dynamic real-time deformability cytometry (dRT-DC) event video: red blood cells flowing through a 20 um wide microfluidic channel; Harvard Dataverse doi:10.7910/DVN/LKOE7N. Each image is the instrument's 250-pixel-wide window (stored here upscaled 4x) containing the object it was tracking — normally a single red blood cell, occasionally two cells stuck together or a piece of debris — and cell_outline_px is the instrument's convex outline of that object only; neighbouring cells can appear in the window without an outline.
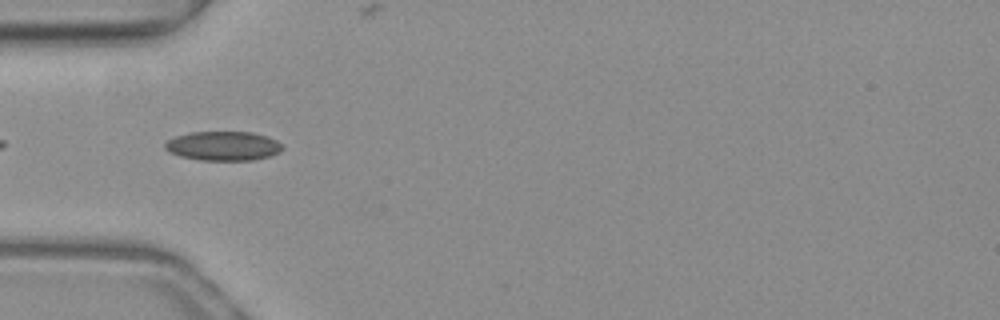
{"species": "common noctule bat (a hibernating species)", "species_latin": "Nyctalus noctula", "temperature_condition": "warm", "stored_images_in_passage": 37, "camera_frame_rate_fps": 3000, "um_per_image_px": 0.085, "animal": {"sex": "female", "body_mass_g": 19.3, "forearm_length_mm": 54.1}, "frame": {"image": 1, "passage_image": 2, "time_ms": 0.333, "image_size_px": [1000, 320], "cell_outline_px": [[284, 148], [280, 152], [268, 156], [252, 160], [200, 160], [180, 156], [168, 152], [164, 148], [164, 144], [168, 140], [176, 136], [192, 132], [252, 132], [268, 136], [276, 140]], "centroid_in_image_um": [18.96, 12.4], "position_along_channel_um": 66.0, "area_um2": 20.0}}
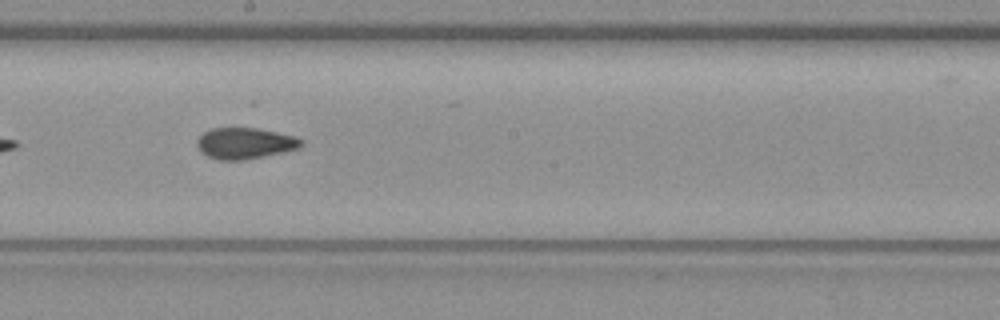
{"frame": {"image": 2, "passage_image": 14, "time_ms": 4.333, "image_size_px": [1000, 320], "cell_outline_px": [[304, 144], [300, 148], [284, 152], [264, 156], [240, 160], [220, 160], [208, 156], [200, 152], [196, 144], [196, 140], [204, 132], [212, 128], [256, 128], [296, 136], [304, 140]], "centroid_in_image_um": [20.84, 12.18], "position_along_channel_um": 227.4, "area_um2": 19.02}}
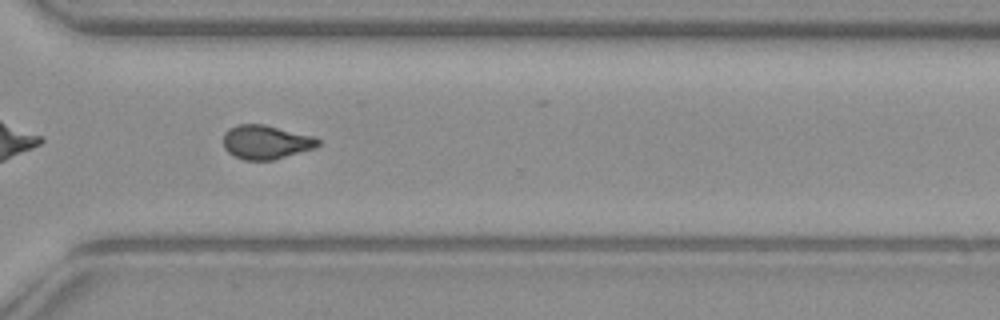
{"frame": {"image": 3, "passage_image": 23, "time_ms": 7.333, "image_size_px": [1000, 320], "cell_outline_px": [[320, 144], [316, 148], [272, 160], [244, 160], [228, 152], [224, 148], [224, 132], [228, 128], [236, 124], [264, 124], [316, 136], [320, 140]], "centroid_in_image_um": [22.63, 12.06], "position_along_channel_um": 348.0, "area_um2": 18.96}, "authors_computed_cell_mechanics": {"area_um2": 18.9006, "velocity_mm_per_s": 4.0329, "shape_relaxation_time_tau1_ms": null, "shape_relaxation_time_tau2_ms": 1.9258, "deformation_change_tau1": null, "deformation_change_tau2": 0.0781}}